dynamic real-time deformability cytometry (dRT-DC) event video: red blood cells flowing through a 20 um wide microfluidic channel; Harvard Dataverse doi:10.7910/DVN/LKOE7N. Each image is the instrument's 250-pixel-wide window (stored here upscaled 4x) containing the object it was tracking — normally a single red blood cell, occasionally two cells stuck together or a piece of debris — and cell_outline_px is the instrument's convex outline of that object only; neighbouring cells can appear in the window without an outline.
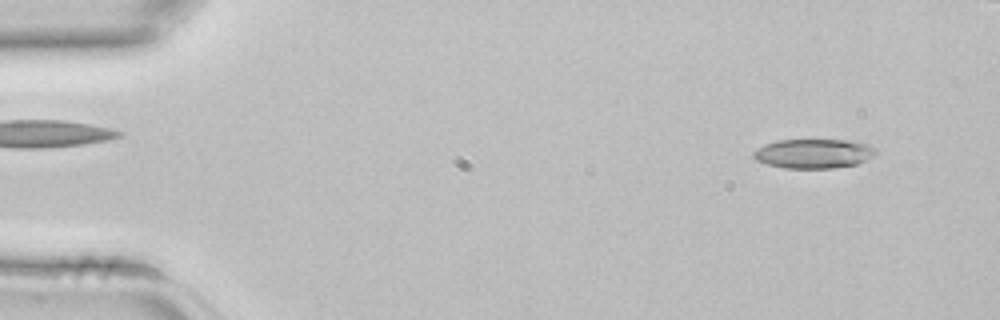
{"species": "common noctule bat (a hibernating species)", "species_latin": "Nyctalus noctula", "temperature_condition": "room temperature", "stored_images_in_passage": 3, "segment_of_instrument_passage": [2, 2], "camera_frame_rate_fps": 3000, "um_per_image_px": 0.085, "animal": {"sex": "female", "body_mass_g": 22.7, "forearm_length_mm": 54.2}, "frame": {"image": 1, "passage_image": 3, "time_ms": 0.667, "image_size_px": [1000, 320], "cell_outline_px": [[876, 156], [856, 164], [832, 168], [784, 168], [768, 164], [756, 160], [752, 156], [752, 152], [756, 148], [764, 144], [776, 140], [848, 140], [868, 144], [876, 148]], "centroid_in_image_um": [69.15, 13.05], "position_along_channel_um": 15.8, "area_um2": 21.1}}